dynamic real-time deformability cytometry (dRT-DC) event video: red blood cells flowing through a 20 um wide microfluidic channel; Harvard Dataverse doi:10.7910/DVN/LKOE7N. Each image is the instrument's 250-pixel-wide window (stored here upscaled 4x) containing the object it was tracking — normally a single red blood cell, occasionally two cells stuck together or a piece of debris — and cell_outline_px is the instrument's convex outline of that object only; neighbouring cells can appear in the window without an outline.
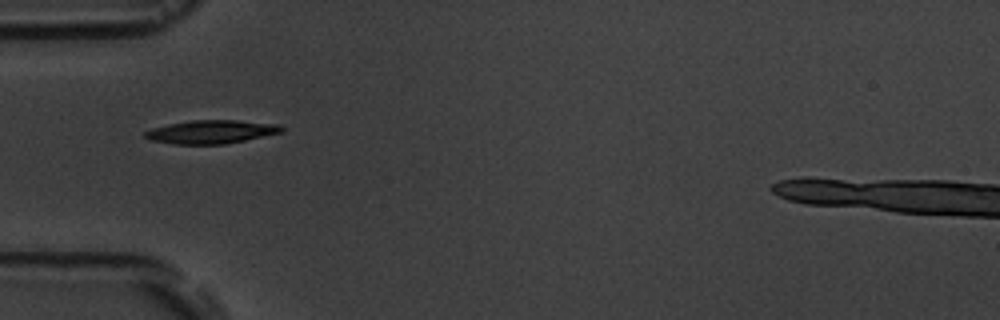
{"species": "common noctule bat (a hibernating species)", "species_latin": "Nyctalus noctula", "temperature_condition": "room temperature", "stored_images_in_passage": 3, "camera_frame_rate_fps": 3000, "um_per_image_px": 0.085, "animal": {"sex": "male", "body_mass_g": 19.5, "forearm_length_mm": 54.6}, "frame": {"image": 1, "passage_image": 1, "time_ms": 0.0, "image_size_px": [1000, 320], "cell_outline_px": [[284, 132], [224, 144], [172, 144], [152, 140], [144, 136], [144, 132], [152, 128], [168, 124], [192, 120], [236, 120], [280, 124], [284, 128]], "centroid_in_image_um": [17.98, 11.2], "position_along_channel_um": 67.0, "area_um2": 18.61}}
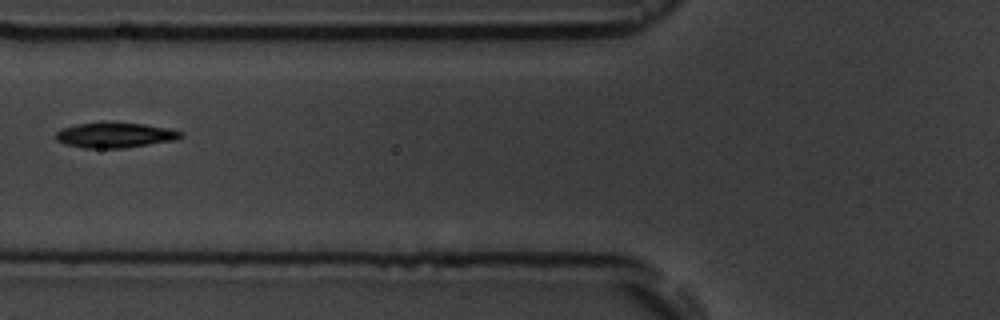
{"frame": {"image": 2, "passage_image": 2, "time_ms": 1.333, "image_size_px": [1000, 320], "cell_outline_px": [[184, 136], [176, 140], [124, 148], [84, 148], [64, 144], [56, 140], [56, 132], [60, 128], [76, 124], [144, 124], [168, 128], [184, 132]], "centroid_in_image_um": [9.79, 11.51], "position_along_channel_um": 116.0, "area_um2": 18.03}}
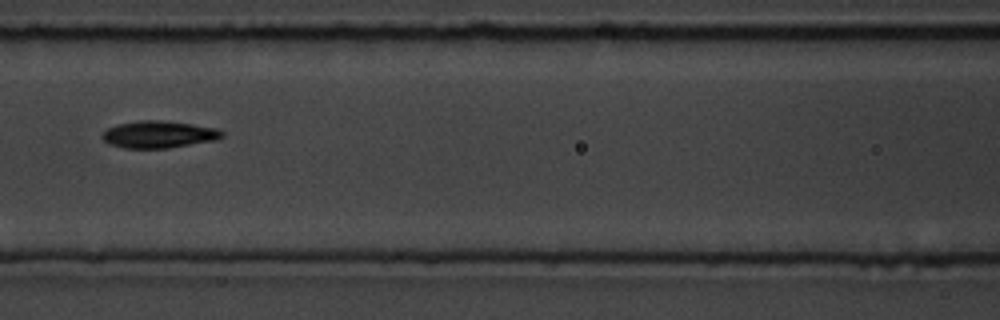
{"frame": {"image": 3, "passage_image": 3, "time_ms": 2.333, "image_size_px": [1000, 320], "cell_outline_px": [[224, 136], [216, 140], [168, 148], [124, 148], [108, 144], [100, 136], [108, 128], [116, 124], [140, 120], [156, 120], [192, 124], [216, 128], [224, 132]], "centroid_in_image_um": [13.48, 11.43], "position_along_channel_um": 153.1, "area_um2": 18.9}}